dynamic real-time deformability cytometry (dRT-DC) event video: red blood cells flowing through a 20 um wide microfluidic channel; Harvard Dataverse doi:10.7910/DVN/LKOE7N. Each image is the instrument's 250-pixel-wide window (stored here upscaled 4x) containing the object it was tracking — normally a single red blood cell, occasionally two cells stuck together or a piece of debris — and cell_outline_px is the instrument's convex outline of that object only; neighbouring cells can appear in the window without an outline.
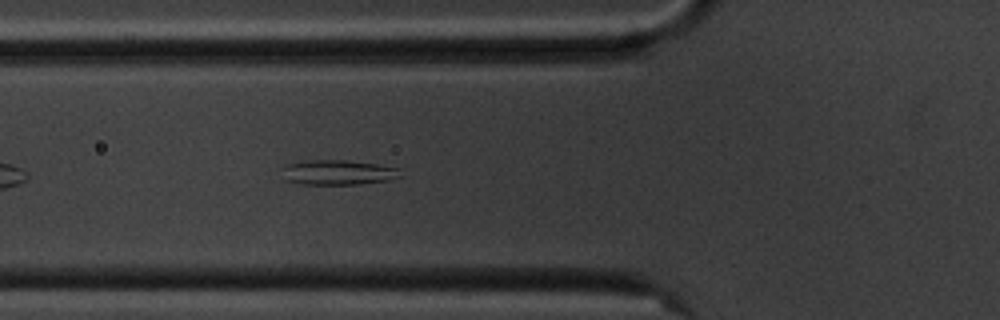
{"species": "common noctule bat (a hibernating species)", "species_latin": "Nyctalus noctula", "temperature_condition": "cold", "stored_images_in_passage": 43, "camera_frame_rate_fps": 3000, "um_per_image_px": 0.085, "animal": {"sex": "male", "body_mass_g": 20.1, "forearm_length_mm": 53.5}, "frame": {"image": 1, "passage_image": 7, "time_ms": 2.0, "image_size_px": [1000, 320], "cell_outline_px": [[400, 176], [388, 180], [356, 184], [304, 184], [288, 180], [280, 168], [288, 164], [308, 160], [344, 160], [376, 164], [400, 168]], "centroid_in_image_um": [28.74, 14.64], "position_along_channel_um": 97.1, "area_um2": 16.88}}
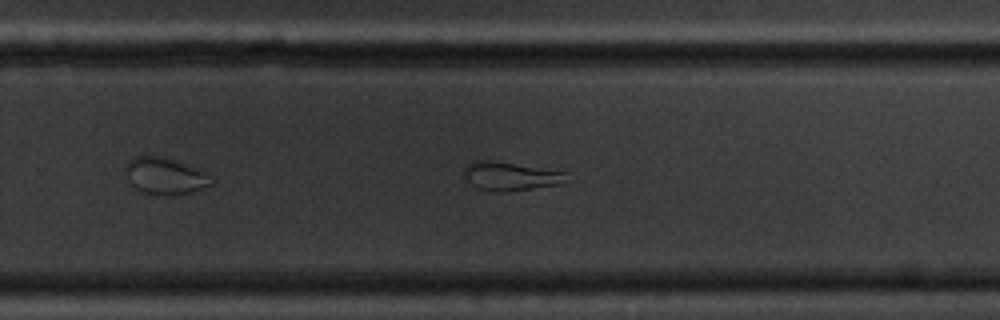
{"frame": {"image": 2, "passage_image": 23, "time_ms": 7.333, "image_size_px": [1000, 320], "cell_outline_px": [[568, 180], [560, 184], [532, 188], [496, 192], [476, 188], [468, 180], [464, 172], [464, 168], [472, 160], [488, 160], [568, 172]], "centroid_in_image_um": [43.4, 14.97], "position_along_channel_um": 286.4, "area_um2": 16.82}}
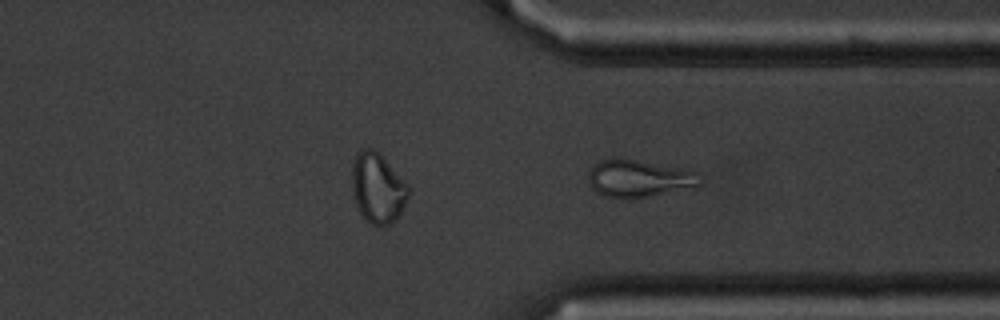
{"frame": {"image": 3, "passage_image": 29, "time_ms": 9.333, "image_size_px": [1000, 320], "cell_outline_px": [[700, 184], [648, 196], [604, 196], [596, 192], [592, 188], [588, 180], [588, 172], [592, 164], [600, 160], [636, 160], [684, 168], [696, 172]], "centroid_in_image_um": [54.23, 15.14], "position_along_channel_um": 357.2, "area_um2": 23.12}, "authors_computed_cell_mechanics": {"area_um2": 18.6694, "velocity_mm_per_s": 3.5457, "shape_relaxation_time_tau1_ms": null, "shape_relaxation_time_tau2_ms": 3.4231, "deformation_change_tau1": null, "deformation_change_tau2": 0.1058}}